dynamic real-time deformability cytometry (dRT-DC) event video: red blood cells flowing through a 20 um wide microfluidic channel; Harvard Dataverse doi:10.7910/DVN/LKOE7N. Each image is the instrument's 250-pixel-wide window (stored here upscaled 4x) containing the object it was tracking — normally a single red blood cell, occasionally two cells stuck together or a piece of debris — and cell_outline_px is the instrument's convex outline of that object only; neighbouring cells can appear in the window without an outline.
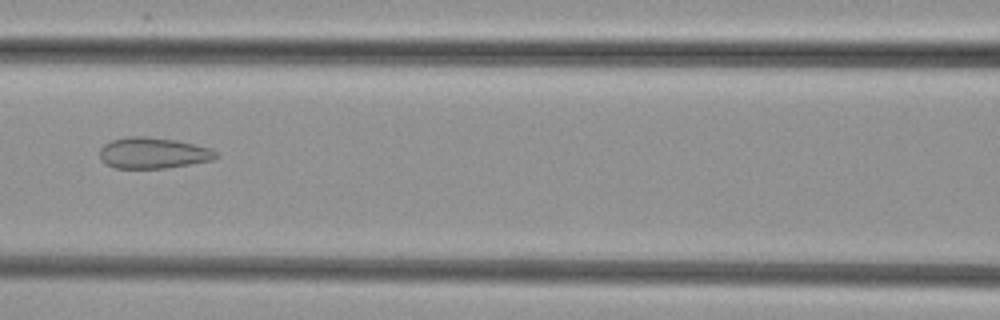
{"species": "common noctule bat (a hibernating species)", "species_latin": "Nyctalus noctula", "temperature_condition": "cold", "stored_images_in_passage": 52, "camera_frame_rate_fps": 3000, "um_per_image_px": 0.085, "animal": {"sex": "female", "body_mass_g": 29.2, "forearm_length_mm": 56.3}, "frame": {"image": 1, "passage_image": 24, "time_ms": 7.667, "image_size_px": [1000, 320], "cell_outline_px": [[216, 156], [212, 160], [164, 168], [116, 168], [104, 164], [100, 160], [100, 148], [104, 144], [112, 140], [128, 136], [144, 136], [176, 140], [212, 148], [216, 152]], "centroid_in_image_um": [12.97, 13.0], "position_along_channel_um": 153.6, "area_um2": 20.98}}
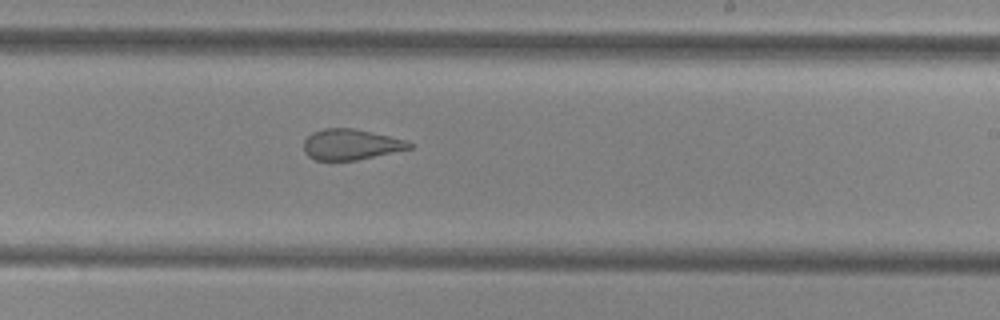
{"frame": {"image": 2, "passage_image": 32, "time_ms": 10.333, "image_size_px": [1000, 320], "cell_outline_px": [[416, 144], [412, 148], [356, 160], [316, 160], [308, 156], [304, 152], [304, 140], [312, 132], [324, 128], [352, 128], [372, 132], [408, 140]], "centroid_in_image_um": [29.85, 12.27], "position_along_channel_um": 259.2, "area_um2": 18.96}}
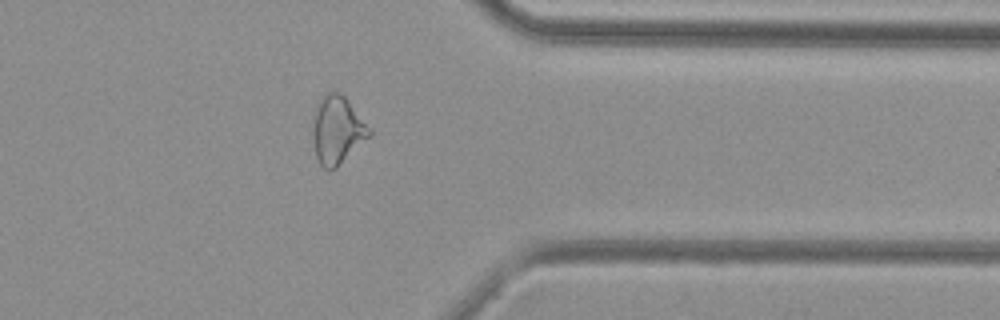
{"frame": {"image": 3, "passage_image": 42, "time_ms": 13.667, "image_size_px": [1000, 320], "cell_outline_px": [[372, 136], [336, 168], [324, 168], [320, 164], [316, 156], [312, 140], [312, 120], [316, 104], [328, 92], [336, 92], [344, 96], [348, 100], [372, 128]], "centroid_in_image_um": [28.68, 11.06], "position_along_channel_um": 382.7, "area_um2": 22.72}}